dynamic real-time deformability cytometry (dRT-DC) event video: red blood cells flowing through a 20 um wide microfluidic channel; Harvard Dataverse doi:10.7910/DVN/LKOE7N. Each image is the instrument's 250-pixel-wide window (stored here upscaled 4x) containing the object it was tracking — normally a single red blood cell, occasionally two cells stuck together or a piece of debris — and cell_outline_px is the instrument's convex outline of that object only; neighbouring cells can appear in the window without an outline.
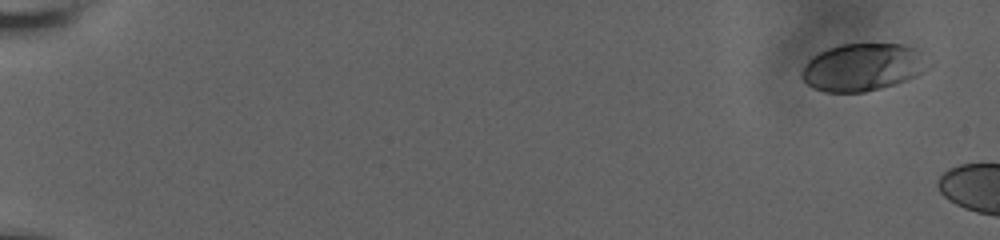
{"species": "human", "species_latin": "Homo sapiens", "temperature_condition": "room temperature", "stored_images_in_passage": 6, "camera_frame_rate_fps": 3000, "um_per_image_px": 0.085, "donor": {"sex": "male"}, "frame": {"image": 1, "passage_image": 1, "time_ms": 0.0, "image_size_px": [1000, 240], "cell_outline_px": [[936, 64], [916, 76], [880, 88], [864, 92], [824, 92], [812, 88], [800, 76], [800, 72], [808, 60], [812, 56], [828, 48], [840, 44], [904, 44], [916, 48]], "centroid_in_image_um": [73.38, 5.7], "position_along_channel_um": 11.6, "area_um2": 35.43}}